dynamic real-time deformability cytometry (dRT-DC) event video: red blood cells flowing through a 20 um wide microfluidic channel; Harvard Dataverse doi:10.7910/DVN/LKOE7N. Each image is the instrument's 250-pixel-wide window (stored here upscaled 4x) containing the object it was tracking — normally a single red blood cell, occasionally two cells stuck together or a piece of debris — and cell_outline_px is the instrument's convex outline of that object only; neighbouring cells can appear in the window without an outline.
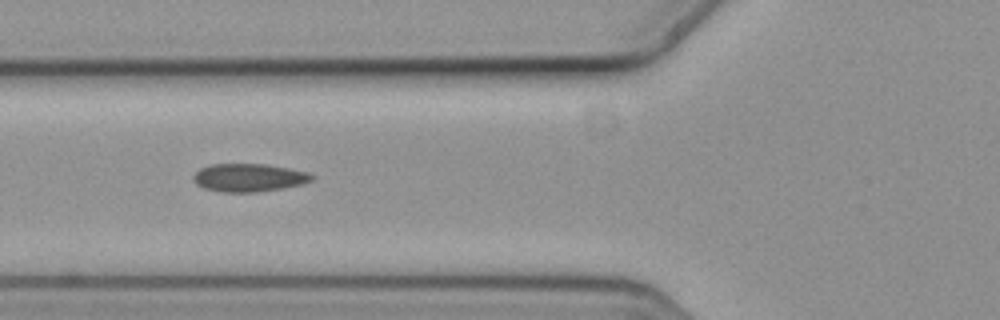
{"species": "common noctule bat (a hibernating species)", "species_latin": "Nyctalus noctula", "temperature_condition": "cold", "stored_images_in_passage": 9, "camera_frame_rate_fps": 3000, "um_per_image_px": 0.085, "animal": {"sex": "female", "body_mass_g": 19.3, "forearm_length_mm": 54.1}, "frame": {"image": 1, "passage_image": 6, "time_ms": 1.667, "image_size_px": [1000, 320], "cell_outline_px": [[316, 176], [312, 180], [304, 184], [284, 188], [256, 192], [220, 192], [204, 188], [196, 184], [192, 176], [200, 168], [212, 164], [268, 164], [308, 172]], "centroid_in_image_um": [21.18, 15.1], "position_along_channel_um": 104.6, "area_um2": 19.54}}
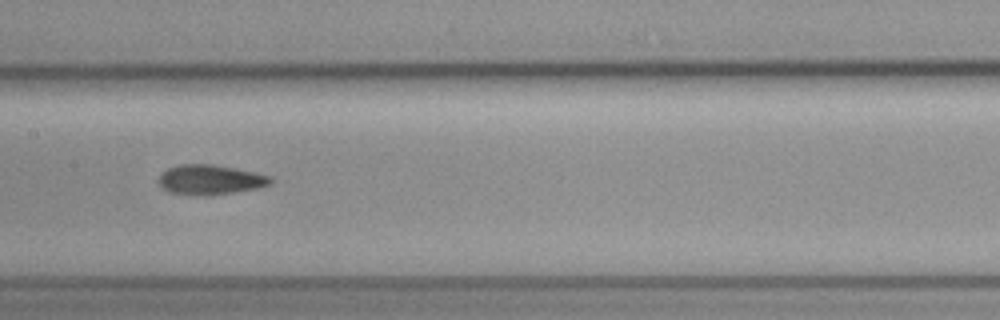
{"frame": {"image": 2, "passage_image": 8, "time_ms": 2.333, "image_size_px": [1000, 320], "cell_outline_px": [[272, 184], [256, 188], [232, 192], [204, 196], [196, 196], [168, 192], [160, 188], [160, 176], [168, 168], [180, 164], [212, 164], [236, 168], [272, 176]], "centroid_in_image_um": [17.87, 15.28], "position_along_channel_um": 189.5, "area_um2": 19.48}}
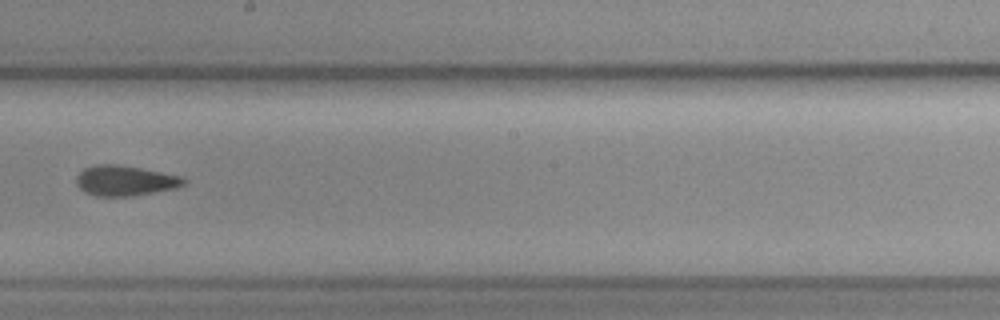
{"frame": {"image": 3, "passage_image": 9, "time_ms": 2.667, "image_size_px": [1000, 320], "cell_outline_px": [[188, 180], [184, 184], [176, 188], [156, 192], [132, 196], [96, 196], [84, 192], [76, 184], [76, 176], [84, 168], [96, 164], [120, 164], [184, 176]], "centroid_in_image_um": [10.65, 15.35], "position_along_channel_um": 237.5, "area_um2": 19.25}}